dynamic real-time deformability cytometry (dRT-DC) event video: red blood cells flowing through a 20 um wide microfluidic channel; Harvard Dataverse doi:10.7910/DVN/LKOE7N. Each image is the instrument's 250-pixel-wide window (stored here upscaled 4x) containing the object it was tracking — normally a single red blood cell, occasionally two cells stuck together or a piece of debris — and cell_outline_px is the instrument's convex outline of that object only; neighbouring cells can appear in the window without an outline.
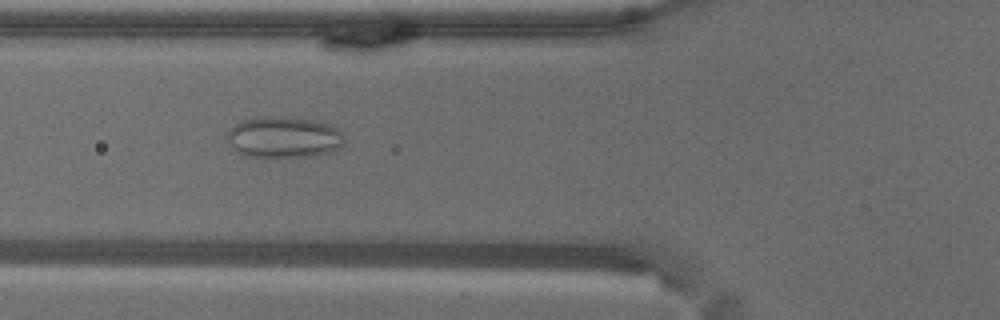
{"species": "common noctule bat (a hibernating species)", "species_latin": "Nyctalus noctula", "temperature_condition": "warm", "stored_images_in_passage": 50, "camera_frame_rate_fps": 3000, "um_per_image_px": 0.085, "animal": {"sex": "male", "body_mass_g": 18.8}, "frame": {"image": 1, "passage_image": 22, "time_ms": 7.0, "image_size_px": [1000, 320], "cell_outline_px": [[344, 144], [340, 148], [328, 152], [308, 156], [252, 156], [240, 152], [228, 144], [228, 132], [236, 124], [244, 120], [264, 116], [280, 116], [316, 120], [332, 124], [344, 136]], "centroid_in_image_um": [24.18, 11.64], "position_along_channel_um": 101.6, "area_um2": 27.8}}
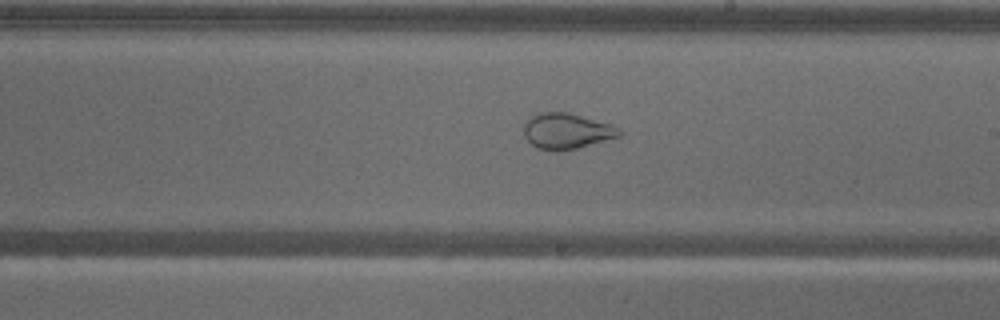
{"frame": {"image": 2, "passage_image": 34, "time_ms": 11.0, "image_size_px": [1000, 320], "cell_outline_px": [[624, 132], [620, 136], [576, 148], [540, 148], [532, 144], [524, 136], [524, 120], [536, 112], [568, 112], [612, 124], [620, 128]], "centroid_in_image_um": [48.18, 11.08], "position_along_channel_um": 240.8, "area_um2": 19.54}}
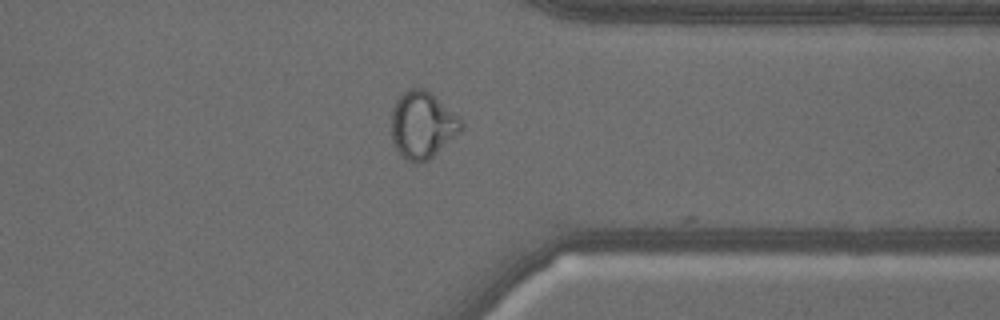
{"frame": {"image": 3, "passage_image": 46, "time_ms": 15.0, "image_size_px": [1000, 320], "cell_outline_px": [[464, 128], [460, 132], [428, 160], [416, 164], [412, 164], [400, 156], [392, 140], [392, 108], [396, 100], [408, 88], [424, 88], [460, 116], [464, 124]], "centroid_in_image_um": [35.91, 10.64], "position_along_channel_um": 375.5, "area_um2": 27.4}}